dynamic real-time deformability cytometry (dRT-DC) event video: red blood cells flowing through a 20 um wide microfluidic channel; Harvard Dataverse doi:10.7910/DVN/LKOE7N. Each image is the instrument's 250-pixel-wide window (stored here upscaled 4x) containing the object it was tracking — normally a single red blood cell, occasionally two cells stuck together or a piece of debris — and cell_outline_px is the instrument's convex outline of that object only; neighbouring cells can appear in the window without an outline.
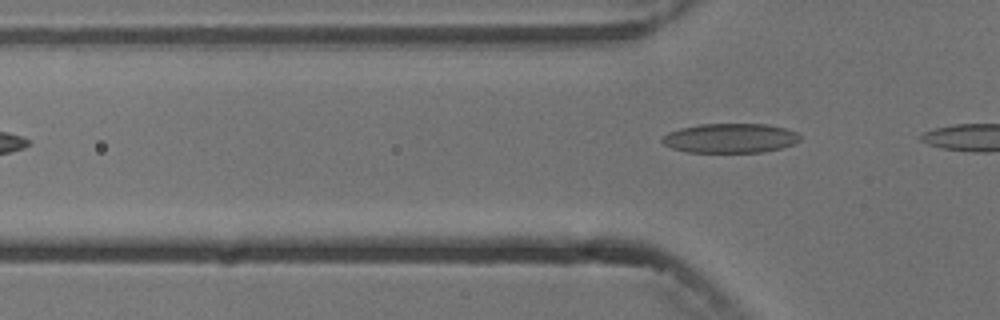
{"species": "common noctule bat (a hibernating species)", "species_latin": "Nyctalus noctula", "temperature_condition": "cold", "stored_images_in_passage": 2, "camera_frame_rate_fps": 3000, "um_per_image_px": 0.085, "animal": {"sex": "male", "body_mass_g": 13.3}, "frame": {"image": 1, "passage_image": 2, "time_ms": 1.333, "image_size_px": [1000, 320], "cell_outline_px": [[800, 140], [792, 144], [780, 148], [764, 152], [688, 152], [672, 148], [664, 144], [660, 140], [668, 132], [680, 128], [700, 124], [768, 124], [784, 128], [796, 132], [800, 136]], "centroid_in_image_um": [62.05, 11.74], "position_along_channel_um": 63.7, "area_um2": 23.58}}